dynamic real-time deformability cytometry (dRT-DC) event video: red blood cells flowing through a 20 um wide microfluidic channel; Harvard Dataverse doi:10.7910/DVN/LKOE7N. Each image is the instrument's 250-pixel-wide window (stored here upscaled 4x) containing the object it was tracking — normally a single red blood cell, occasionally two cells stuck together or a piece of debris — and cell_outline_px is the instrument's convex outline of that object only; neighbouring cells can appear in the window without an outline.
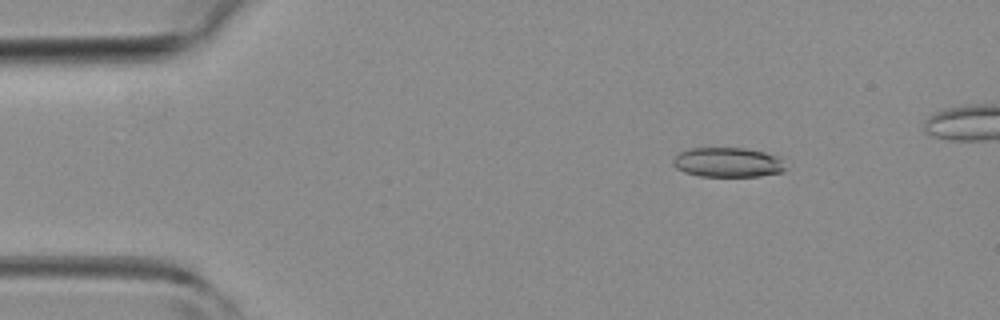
{"species": "common noctule bat (a hibernating species)", "species_latin": "Nyctalus noctula", "temperature_condition": "room temperature", "stored_images_in_passage": 7, "camera_frame_rate_fps": 3000, "um_per_image_px": 0.085, "animal": {"sex": "female", "body_mass_g": 19.3, "forearm_length_mm": 54.1}, "frame": {"image": 1, "passage_image": 1, "time_ms": 0.0, "image_size_px": [1000, 320], "cell_outline_px": [[788, 168], [784, 172], [760, 176], [700, 176], [684, 172], [676, 168], [672, 164], [672, 160], [680, 152], [688, 148], [744, 148], [764, 152], [776, 156]], "centroid_in_image_um": [61.85, 13.8], "position_along_channel_um": 23.1, "area_um2": 19.48}}